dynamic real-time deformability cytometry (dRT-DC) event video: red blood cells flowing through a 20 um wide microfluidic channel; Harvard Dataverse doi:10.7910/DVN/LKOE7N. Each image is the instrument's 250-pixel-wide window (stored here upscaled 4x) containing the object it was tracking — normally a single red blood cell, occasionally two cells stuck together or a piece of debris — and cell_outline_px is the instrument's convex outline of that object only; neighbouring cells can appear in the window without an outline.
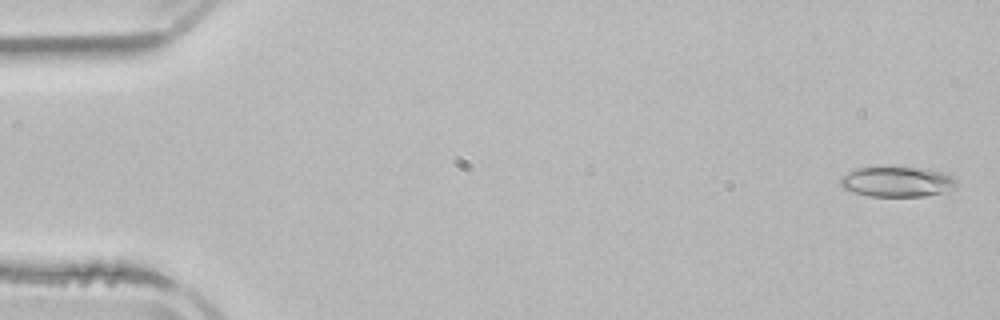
{"species": "common noctule bat (a hibernating species)", "species_latin": "Nyctalus noctula", "temperature_condition": "room temperature", "stored_images_in_passage": 4, "camera_frame_rate_fps": 3000, "um_per_image_px": 0.085, "animal": {"sex": "male", "body_mass_g": 21.5, "forearm_length_mm": 52.0}, "frame": {"image": 1, "passage_image": 1, "time_ms": 0.0, "image_size_px": [1000, 320], "cell_outline_px": [[956, 188], [948, 192], [924, 196], [868, 196], [844, 188], [840, 184], [840, 176], [856, 168], [928, 168], [944, 172], [952, 176], [956, 180]], "centroid_in_image_um": [76.31, 15.45], "position_along_channel_um": 8.7, "area_um2": 20.46}}